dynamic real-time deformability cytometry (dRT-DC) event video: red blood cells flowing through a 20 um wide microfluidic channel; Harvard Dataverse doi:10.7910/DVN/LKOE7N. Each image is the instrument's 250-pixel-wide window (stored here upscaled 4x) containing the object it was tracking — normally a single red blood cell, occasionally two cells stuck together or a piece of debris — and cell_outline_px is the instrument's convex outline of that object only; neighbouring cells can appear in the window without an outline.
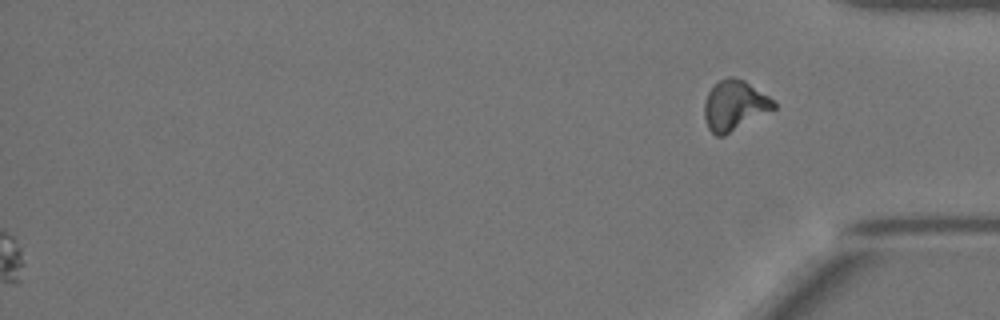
{"species": "Egyptian fruit bat (a non-hibernating species)", "species_latin": "Rousettus aegyptiacus", "temperature_condition": "warm", "stored_images_in_passage": 46, "segment_of_instrument_passage": [2, 2], "camera_frame_rate_fps": 3000, "um_per_image_px": 0.085, "animal": {"sex": "female"}, "frame": {"image": 1, "passage_image": 46, "time_ms": 15.0, "image_size_px": [1000, 320], "cell_outline_px": [[776, 108], [724, 136], [716, 136], [708, 128], [704, 116], [704, 104], [708, 92], [720, 80], [728, 76], [732, 76], [744, 80], [768, 96], [776, 104]], "centroid_in_image_um": [62.42, 8.97], "position_along_channel_um": 372.8, "area_um2": 20.06}}